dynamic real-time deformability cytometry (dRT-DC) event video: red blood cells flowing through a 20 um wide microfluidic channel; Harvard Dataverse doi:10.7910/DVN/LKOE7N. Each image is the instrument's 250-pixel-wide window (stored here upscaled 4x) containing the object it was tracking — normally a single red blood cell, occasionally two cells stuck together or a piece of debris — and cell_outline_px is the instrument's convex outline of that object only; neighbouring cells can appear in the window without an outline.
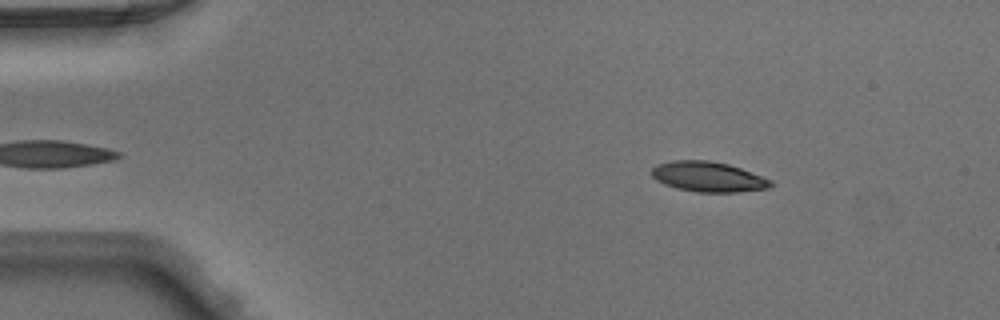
{"species": "Egyptian fruit bat (a non-hibernating species)", "species_latin": "Rousettus aegyptiacus", "temperature_condition": "warm", "stored_images_in_passage": 45, "camera_frame_rate_fps": 3000, "um_per_image_px": 0.085, "animal": {"sex": "male"}, "frame": {"image": 1, "passage_image": 4, "time_ms": 1.0, "image_size_px": [1000, 320], "cell_outline_px": [[776, 184], [768, 188], [740, 192], [696, 192], [676, 188], [664, 184], [656, 180], [652, 176], [652, 168], [656, 164], [672, 160], [708, 160], [728, 164], [740, 168], [772, 180]], "centroid_in_image_um": [60.2, 15.03], "position_along_channel_um": 24.8, "area_um2": 21.04}}
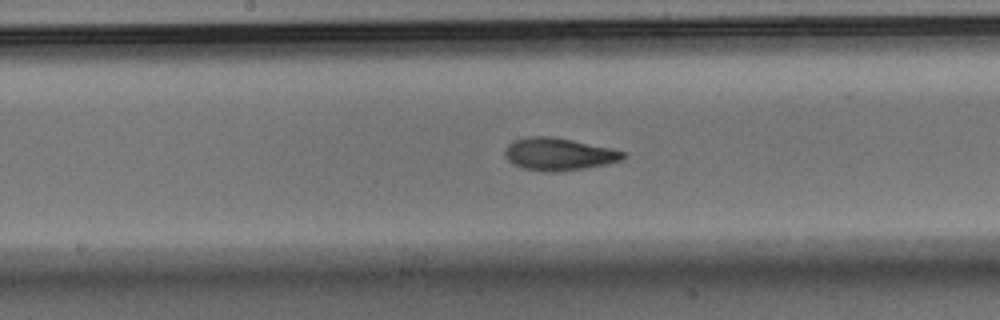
{"frame": {"image": 2, "passage_image": 22, "time_ms": 7.0, "image_size_px": [1000, 320], "cell_outline_px": [[628, 156], [624, 160], [608, 164], [584, 168], [556, 172], [544, 172], [524, 168], [512, 164], [504, 156], [504, 152], [508, 144], [512, 140], [528, 136], [552, 136], [612, 148], [628, 152]], "centroid_in_image_um": [47.53, 13.1], "position_along_channel_um": 200.7, "area_um2": 22.77}}
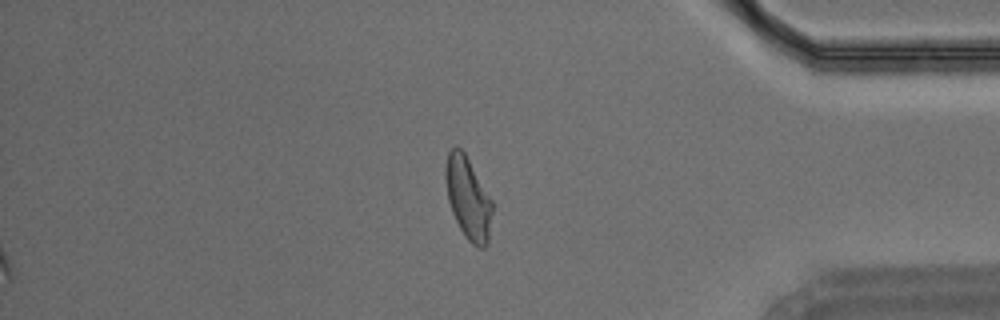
{"frame": {"image": 3, "passage_image": 38, "time_ms": 12.333, "image_size_px": [1000, 320], "cell_outline_px": [[492, 212], [488, 244], [484, 248], [480, 248], [472, 244], [464, 236], [452, 212], [448, 200], [444, 172], [444, 168], [448, 152], [456, 144], [464, 152], [492, 200]], "centroid_in_image_um": [39.77, 16.84], "position_along_channel_um": 395.4, "area_um2": 22.37}}